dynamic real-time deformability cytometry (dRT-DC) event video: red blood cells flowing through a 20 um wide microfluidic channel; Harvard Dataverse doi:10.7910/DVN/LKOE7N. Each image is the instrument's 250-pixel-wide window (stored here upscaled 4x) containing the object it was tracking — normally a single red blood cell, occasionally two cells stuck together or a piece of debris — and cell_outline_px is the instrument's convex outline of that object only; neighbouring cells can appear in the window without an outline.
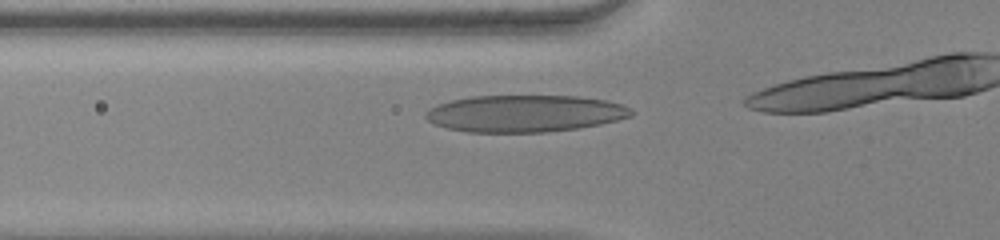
{"species": "human", "species_latin": "Homo sapiens", "temperature_condition": "warm", "stored_images_in_passage": 11, "camera_frame_rate_fps": 3000, "um_per_image_px": 0.085, "donor": {"sex": "female"}, "frame": {"image": 1, "passage_image": 7, "time_ms": 2.0, "image_size_px": [1000, 240], "cell_outline_px": [[636, 112], [632, 116], [600, 124], [576, 128], [544, 132], [468, 132], [448, 128], [436, 124], [428, 120], [424, 116], [424, 112], [428, 108], [436, 104], [452, 100], [472, 96], [580, 96], [604, 100], [620, 104]], "centroid_in_image_um": [44.58, 9.64], "position_along_channel_um": 81.2, "area_um2": 44.16}}
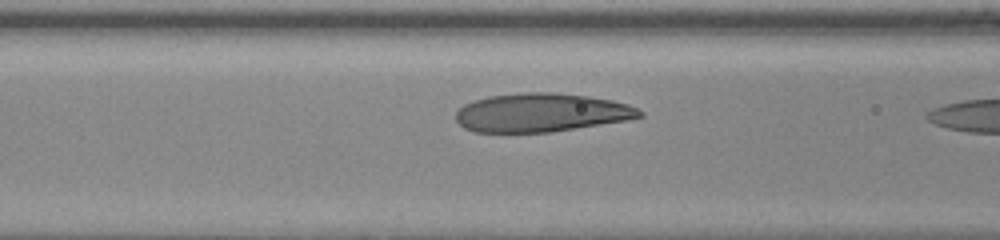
{"frame": {"image": 2, "passage_image": 10, "time_ms": 3.0, "image_size_px": [1000, 240], "cell_outline_px": [[644, 116], [628, 120], [552, 132], [476, 132], [464, 128], [456, 120], [456, 112], [464, 104], [472, 100], [488, 96], [520, 92], [556, 92], [588, 96], [612, 100], [628, 104], [644, 112]], "centroid_in_image_um": [46.01, 9.56], "position_along_channel_um": 120.6, "area_um2": 41.62}}